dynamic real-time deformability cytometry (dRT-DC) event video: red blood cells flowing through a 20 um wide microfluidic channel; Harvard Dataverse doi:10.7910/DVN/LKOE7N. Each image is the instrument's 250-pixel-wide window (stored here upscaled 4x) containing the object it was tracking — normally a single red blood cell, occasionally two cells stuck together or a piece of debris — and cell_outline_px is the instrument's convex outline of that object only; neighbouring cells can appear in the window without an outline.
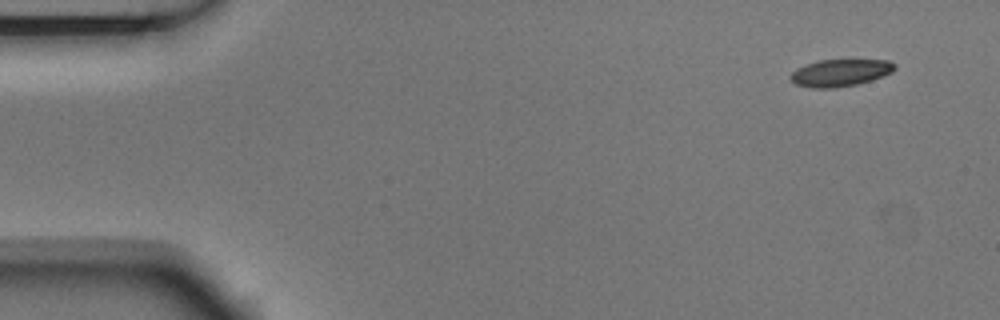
{"species": "Egyptian fruit bat (a non-hibernating species)", "species_latin": "Rousettus aegyptiacus", "temperature_condition": "room temperature", "stored_images_in_passage": 6, "camera_frame_rate_fps": 3000, "um_per_image_px": 0.085, "animal": {"sex": "male"}, "frame": {"image": 1, "passage_image": 1, "time_ms": 0.0, "image_size_px": [1000, 320], "cell_outline_px": [[896, 68], [892, 72], [872, 80], [856, 84], [836, 88], [812, 88], [796, 84], [788, 76], [796, 68], [820, 60], [888, 60], [896, 64]], "centroid_in_image_um": [71.42, 6.19], "position_along_channel_um": 13.6, "area_um2": 16.42}}
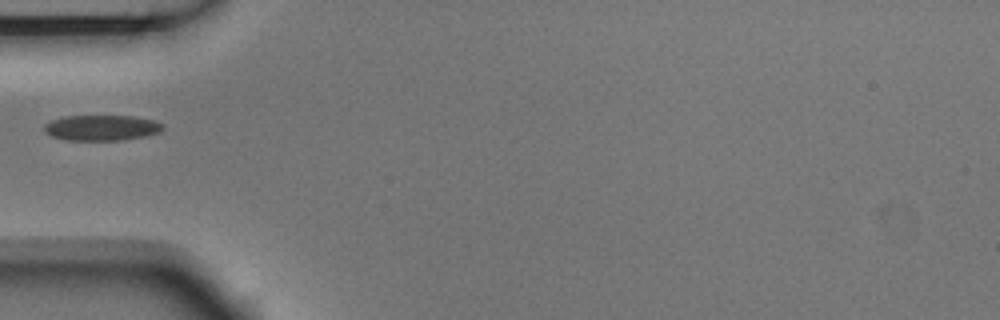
{"frame": {"image": 2, "passage_image": 5, "time_ms": 1.333, "image_size_px": [1000, 320], "cell_outline_px": [[164, 128], [160, 132], [144, 136], [124, 140], [64, 140], [52, 136], [44, 132], [44, 124], [52, 120], [64, 116], [132, 116], [156, 120], [164, 124]], "centroid_in_image_um": [8.65, 10.86], "position_along_channel_um": 76.3, "area_um2": 17.8}}
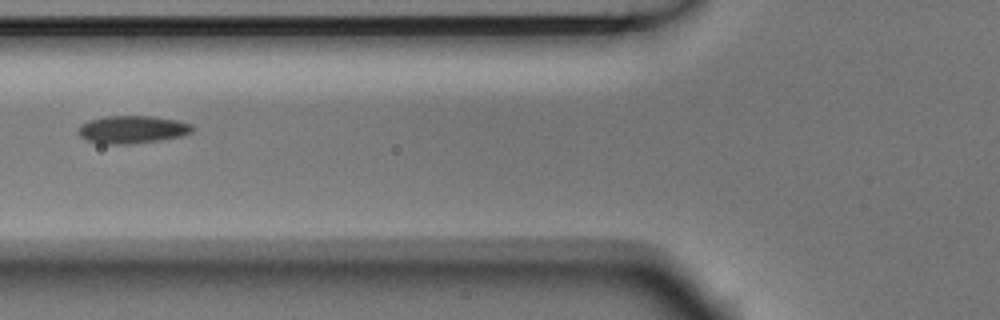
{"frame": {"image": 3, "passage_image": 6, "time_ms": 1.667, "image_size_px": [1000, 320], "cell_outline_px": [[196, 128], [192, 132], [184, 136], [128, 144], [100, 144], [88, 140], [80, 136], [80, 124], [88, 120], [108, 116], [152, 116], [176, 120], [192, 124]], "centroid_in_image_um": [11.28, 11.0], "position_along_channel_um": 114.5, "area_um2": 18.38}}